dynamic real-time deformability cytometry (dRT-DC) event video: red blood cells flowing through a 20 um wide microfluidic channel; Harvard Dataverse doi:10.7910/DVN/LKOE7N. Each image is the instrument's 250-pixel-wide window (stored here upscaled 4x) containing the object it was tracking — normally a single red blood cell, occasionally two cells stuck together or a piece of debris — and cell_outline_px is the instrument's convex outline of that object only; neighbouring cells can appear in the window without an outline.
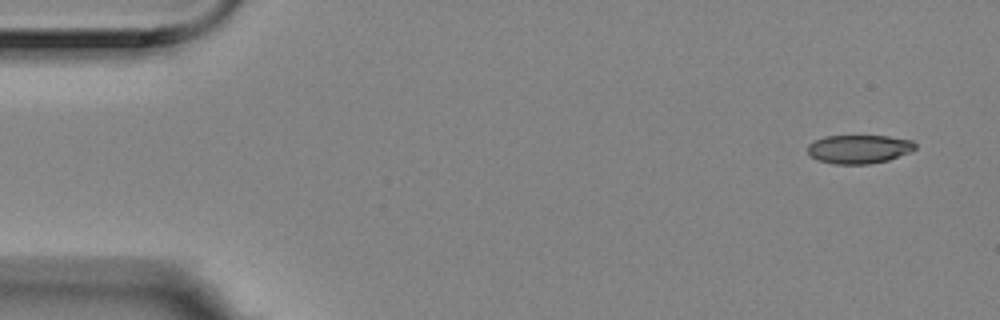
{"species": "Egyptian fruit bat (a non-hibernating species)", "species_latin": "Rousettus aegyptiacus", "temperature_condition": "room temperature", "stored_images_in_passage": 5, "camera_frame_rate_fps": 3000, "um_per_image_px": 0.085, "animal": {"sex": "female"}, "frame": {"image": 1, "passage_image": 1, "time_ms": 0.0, "image_size_px": [1000, 320], "cell_outline_px": [[916, 148], [912, 152], [888, 160], [868, 164], [832, 164], [816, 160], [808, 156], [808, 144], [824, 136], [888, 136], [912, 140], [916, 144]], "centroid_in_image_um": [73.01, 12.68], "position_along_channel_um": 12.0, "area_um2": 18.21}}
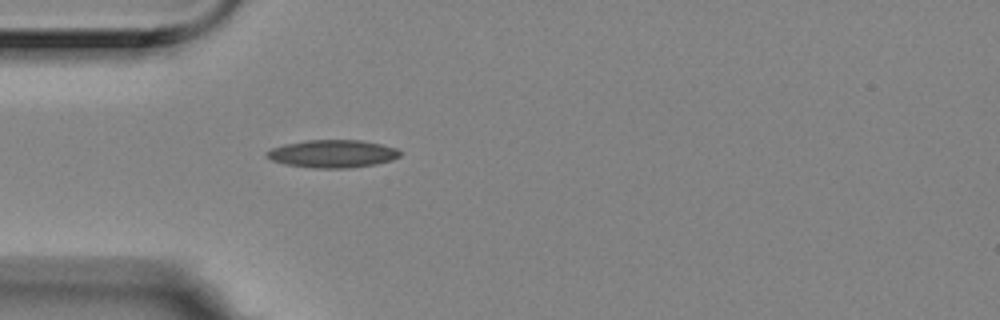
{"frame": {"image": 2, "passage_image": 5, "time_ms": 1.333, "image_size_px": [1000, 320], "cell_outline_px": [[400, 156], [392, 160], [376, 164], [348, 168], [316, 168], [284, 164], [272, 160], [264, 156], [264, 152], [272, 148], [284, 144], [304, 140], [360, 140], [380, 144], [396, 148], [400, 152]], "centroid_in_image_um": [28.23, 13.07], "position_along_channel_um": 56.8, "area_um2": 21.62}}